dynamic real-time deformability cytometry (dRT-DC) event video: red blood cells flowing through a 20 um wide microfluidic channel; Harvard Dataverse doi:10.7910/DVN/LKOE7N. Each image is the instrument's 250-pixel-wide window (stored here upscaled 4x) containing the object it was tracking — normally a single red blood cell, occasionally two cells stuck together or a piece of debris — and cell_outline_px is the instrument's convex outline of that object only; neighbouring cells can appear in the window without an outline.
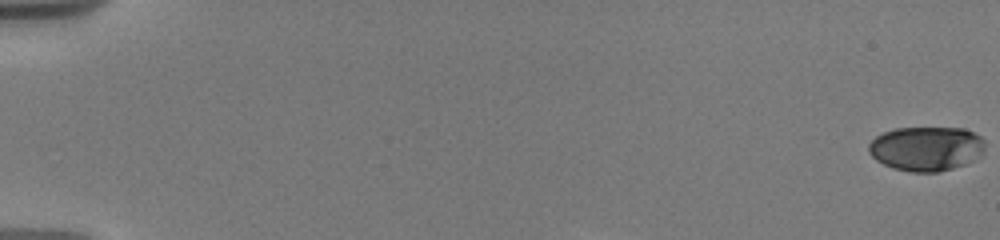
{"species": "human", "species_latin": "Homo sapiens", "temperature_condition": "warm", "stored_images_in_passage": 26, "camera_frame_rate_fps": 3000, "um_per_image_px": 0.085, "donor": {"sex": "male"}, "frame": {"image": 1, "passage_image": 1, "time_ms": 0.0, "image_size_px": [1000, 240], "cell_outline_px": [[984, 152], [968, 164], [936, 172], [912, 172], [892, 168], [876, 160], [868, 152], [868, 144], [876, 136], [884, 132], [896, 128], [964, 128], [980, 136], [984, 140]], "centroid_in_image_um": [78.73, 12.63], "position_along_channel_um": 6.3, "area_um2": 30.23}}
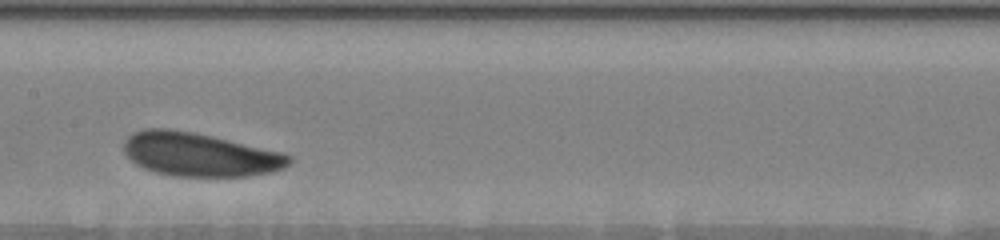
{"frame": {"image": 2, "passage_image": 13, "time_ms": 6.667, "image_size_px": [1000, 240], "cell_outline_px": [[292, 160], [284, 168], [272, 172], [248, 176], [176, 176], [156, 172], [144, 168], [136, 164], [124, 152], [124, 140], [132, 132], [144, 128], [172, 128], [212, 136], [280, 152], [292, 156]], "centroid_in_image_um": [16.94, 13.12], "position_along_channel_um": 190.5, "area_um2": 41.85}}
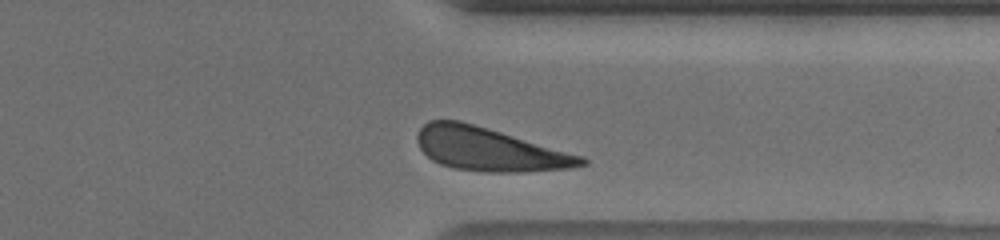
{"frame": {"image": 3, "passage_image": 25, "time_ms": 11.667, "image_size_px": [1000, 240], "cell_outline_px": [[588, 164], [572, 168], [520, 172], [488, 172], [452, 168], [440, 164], [432, 160], [420, 148], [416, 140], [416, 136], [420, 128], [428, 120], [460, 120], [488, 128], [584, 156], [588, 160]], "centroid_in_image_um": [41.61, 12.69], "position_along_channel_um": 369.8, "area_um2": 41.44}, "authors_computed_cell_mechanics": {"area_um2": 41.3559, "velocity_mm_per_s": 3.5745, "shape_relaxation_time_tau1_ms": 1.3242, "shape_relaxation_time_tau2_ms": 8.3838, "deformation_change_tau1": 0.0817, "deformation_change_tau2": 0.1919}}